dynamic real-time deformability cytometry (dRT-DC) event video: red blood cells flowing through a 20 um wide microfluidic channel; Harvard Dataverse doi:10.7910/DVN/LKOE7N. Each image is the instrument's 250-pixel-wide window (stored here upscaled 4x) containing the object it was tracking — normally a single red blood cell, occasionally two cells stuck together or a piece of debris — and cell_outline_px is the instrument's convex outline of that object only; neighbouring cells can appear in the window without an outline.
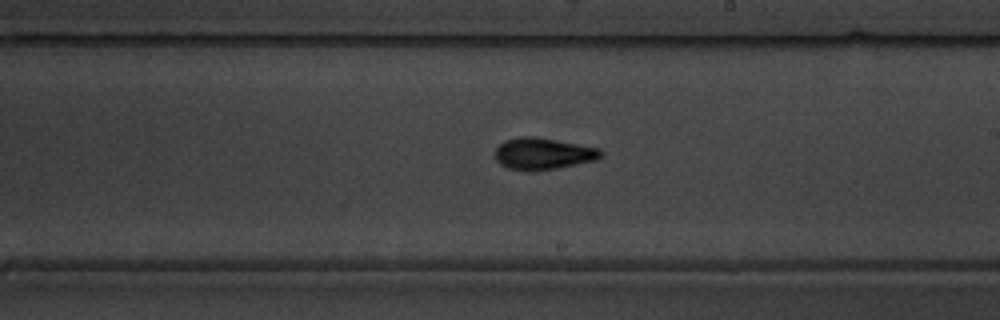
{"species": "common noctule bat (a hibernating species)", "species_latin": "Nyctalus noctula", "temperature_condition": "warm", "stored_images_in_passage": 49, "camera_frame_rate_fps": 3000, "um_per_image_px": 0.085, "animal": {"sex": "male", "body_mass_g": 19.5, "forearm_length_mm": 54.6}, "frame": {"image": 1, "passage_image": 25, "time_ms": 8.0, "image_size_px": [1000, 320], "cell_outline_px": [[604, 152], [596, 160], [536, 172], [528, 172], [508, 168], [500, 164], [496, 160], [496, 148], [504, 140], [520, 136], [536, 136], [600, 148]], "centroid_in_image_um": [46.15, 13.07], "position_along_channel_um": 242.9, "area_um2": 19.77}}
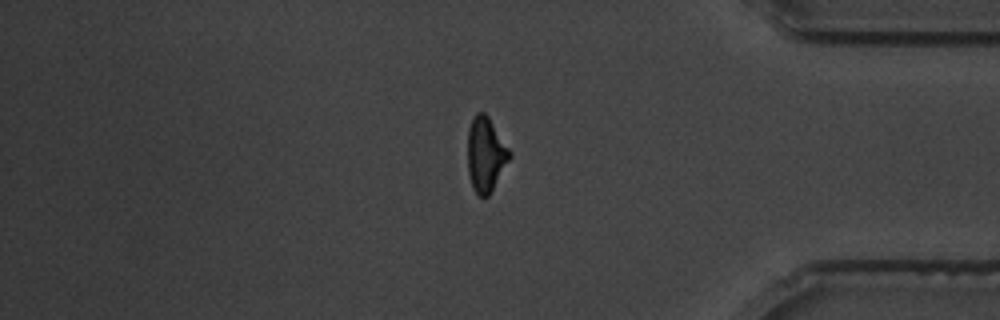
{"frame": {"image": 2, "passage_image": 40, "time_ms": 13.0, "image_size_px": [1000, 320], "cell_outline_px": [[512, 156], [488, 196], [480, 196], [472, 188], [468, 172], [468, 128], [476, 112], [484, 112], [488, 116], [512, 152]], "centroid_in_image_um": [41.29, 13.11], "position_along_channel_um": 393.9, "area_um2": 18.21}}
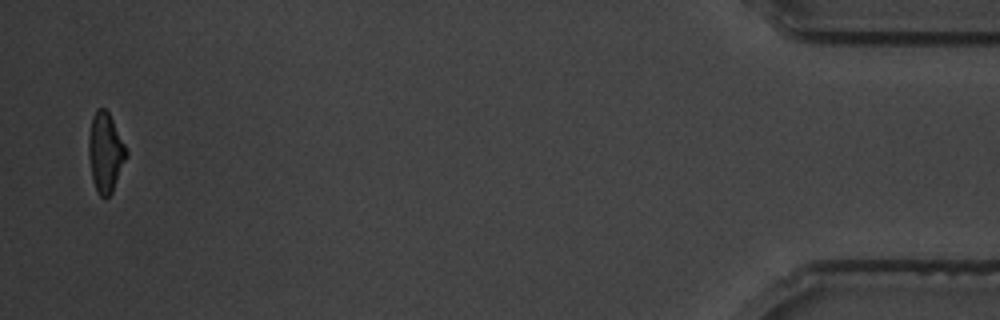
{"frame": {"image": 3, "passage_image": 48, "time_ms": 15.667, "image_size_px": [1000, 320], "cell_outline_px": [[128, 156], [112, 192], [108, 196], [100, 196], [92, 180], [88, 156], [88, 140], [92, 116], [96, 108], [104, 108], [108, 112], [128, 152]], "centroid_in_image_um": [8.95, 12.95], "position_along_channel_um": 426.3, "area_um2": 17.34}, "authors_computed_cell_mechanics": {"area_um2": 18.207, "velocity_mm_per_s": 3.4431, "shape_relaxation_time_tau1_ms": 3.6131, "shape_relaxation_time_tau2_ms": 2.0443, "deformation_change_tau1": 0.1617, "deformation_change_tau2": 0.0916}}